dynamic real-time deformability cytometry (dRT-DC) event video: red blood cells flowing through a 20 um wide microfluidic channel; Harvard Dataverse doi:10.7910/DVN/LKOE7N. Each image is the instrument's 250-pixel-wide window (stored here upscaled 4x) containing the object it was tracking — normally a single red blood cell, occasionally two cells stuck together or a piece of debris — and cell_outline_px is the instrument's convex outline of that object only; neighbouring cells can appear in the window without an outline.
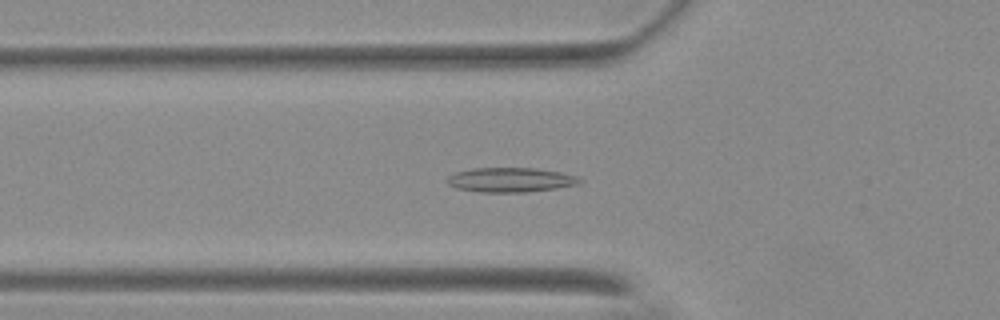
{"species": "Egyptian fruit bat (a non-hibernating species)", "species_latin": "Rousettus aegyptiacus", "temperature_condition": "warm", "stored_images_in_passage": 25, "camera_frame_rate_fps": 3000, "um_per_image_px": 0.085, "animal": {"sex": "female"}, "frame": {"image": 1, "passage_image": 7, "time_ms": 2.0, "image_size_px": [1000, 320], "cell_outline_px": [[584, 180], [580, 184], [556, 188], [528, 192], [480, 192], [456, 188], [448, 184], [444, 180], [448, 176], [456, 172], [472, 168], [536, 168], [560, 172], [576, 176]], "centroid_in_image_um": [43.39, 15.29], "position_along_channel_um": 82.4, "area_um2": 19.07}}
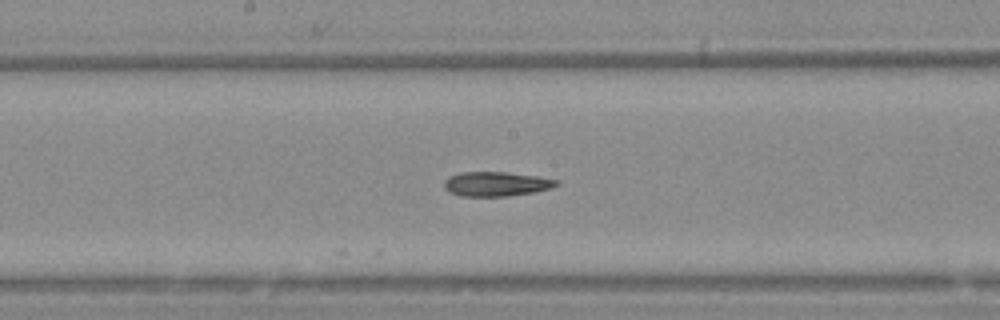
{"frame": {"image": 2, "passage_image": 17, "time_ms": 5.333, "image_size_px": [1000, 320], "cell_outline_px": [[560, 184], [552, 188], [532, 192], [508, 196], [460, 196], [448, 192], [444, 188], [444, 180], [448, 176], [460, 172], [504, 172], [536, 176], [560, 180]], "centroid_in_image_um": [42.15, 15.63], "position_along_channel_um": 206.0, "area_um2": 16.13}}
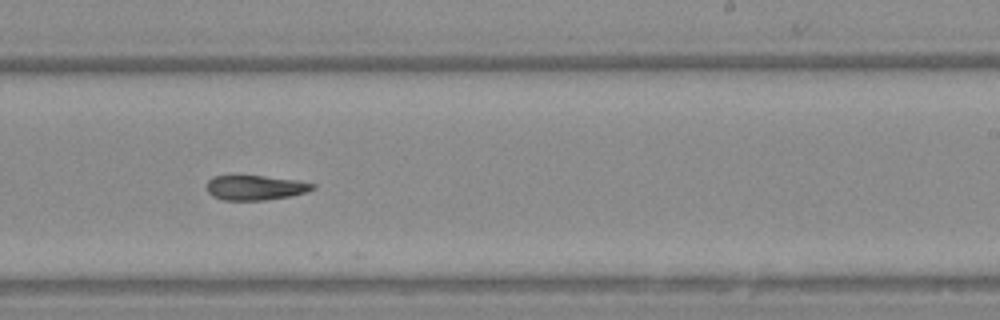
{"frame": {"image": 3, "passage_image": 22, "time_ms": 7.0, "image_size_px": [1000, 320], "cell_outline_px": [[316, 188], [304, 192], [288, 196], [264, 200], [224, 200], [212, 196], [208, 192], [208, 180], [212, 176], [264, 176], [296, 180], [316, 184]], "centroid_in_image_um": [21.69, 15.95], "position_along_channel_um": 267.3, "area_um2": 15.09}}